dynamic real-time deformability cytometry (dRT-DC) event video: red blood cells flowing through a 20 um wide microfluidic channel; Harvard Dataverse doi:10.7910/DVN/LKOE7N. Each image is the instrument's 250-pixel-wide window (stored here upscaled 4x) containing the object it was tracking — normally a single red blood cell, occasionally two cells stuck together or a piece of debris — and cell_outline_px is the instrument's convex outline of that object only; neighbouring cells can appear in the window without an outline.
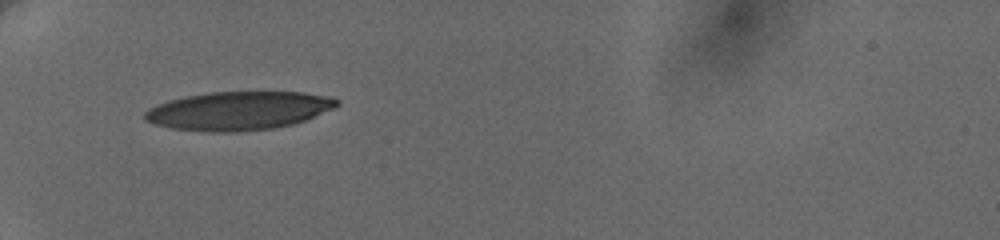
{"species": "human", "species_latin": "Homo sapiens", "temperature_condition": "cold", "stored_images_in_passage": 2, "camera_frame_rate_fps": 3000, "um_per_image_px": 0.085, "donor": {"sex": "female"}, "frame": {"image": 1, "passage_image": 1, "time_ms": 0.0, "image_size_px": [1000, 240], "cell_outline_px": [[340, 104], [336, 108], [304, 120], [292, 124], [272, 128], [236, 132], [212, 132], [172, 128], [152, 124], [144, 120], [144, 112], [148, 108], [156, 104], [168, 100], [184, 96], [208, 92], [304, 92], [328, 96], [340, 100]], "centroid_in_image_um": [20.26, 9.41], "position_along_channel_um": 64.7, "area_um2": 43.35}}